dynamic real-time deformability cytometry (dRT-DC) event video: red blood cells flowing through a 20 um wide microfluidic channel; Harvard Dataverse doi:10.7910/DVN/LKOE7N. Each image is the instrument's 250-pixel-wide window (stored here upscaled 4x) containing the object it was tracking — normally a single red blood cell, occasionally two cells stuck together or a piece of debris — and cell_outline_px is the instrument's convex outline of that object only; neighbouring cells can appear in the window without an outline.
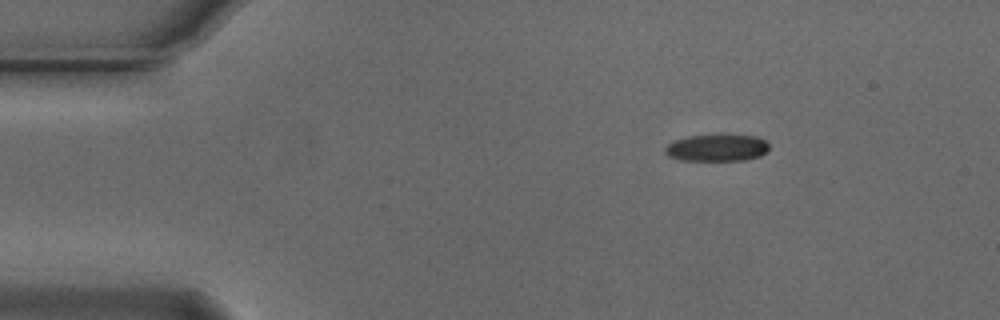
{"species": "Egyptian fruit bat (a non-hibernating species)", "species_latin": "Rousettus aegyptiacus", "temperature_condition": "cold", "stored_images_in_passage": 48, "camera_frame_rate_fps": 3000, "um_per_image_px": 0.085, "animal": {"sex": "male"}, "frame": {"image": 1, "passage_image": 1, "time_ms": 0.0, "image_size_px": [1000, 320], "cell_outline_px": [[768, 152], [760, 156], [744, 160], [680, 160], [668, 156], [664, 152], [664, 148], [672, 140], [688, 136], [720, 132], [756, 136], [764, 140], [768, 144]], "centroid_in_image_um": [60.93, 12.51], "position_along_channel_um": 24.1, "area_um2": 17.11}}
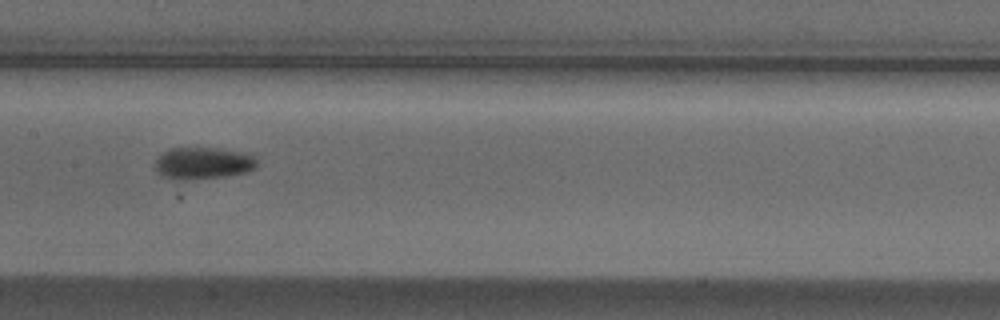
{"frame": {"image": 2, "passage_image": 20, "time_ms": 6.333, "image_size_px": [1000, 320], "cell_outline_px": [[256, 168], [248, 172], [224, 176], [184, 180], [176, 180], [160, 176], [156, 168], [156, 160], [168, 148], [216, 148], [248, 152], [256, 156]], "centroid_in_image_um": [17.3, 13.87], "position_along_channel_um": 190.1, "area_um2": 19.13}}
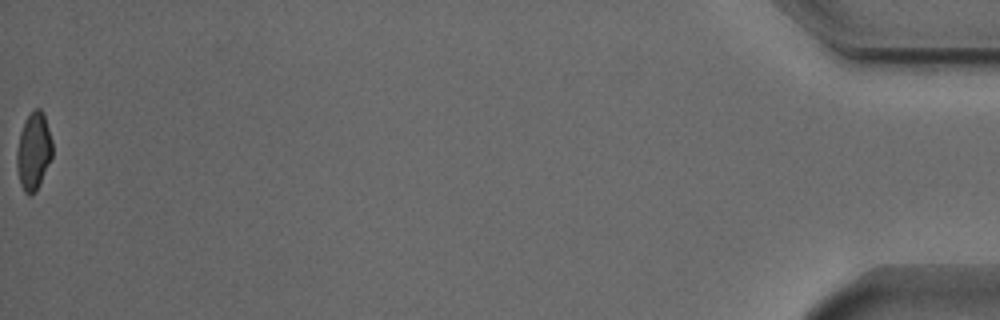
{"frame": {"image": 3, "passage_image": 48, "time_ms": 15.667, "image_size_px": [1000, 320], "cell_outline_px": [[52, 156], [36, 192], [28, 196], [24, 192], [20, 184], [16, 168], [16, 152], [20, 132], [32, 108], [40, 108], [44, 112], [52, 140]], "centroid_in_image_um": [2.85, 12.85], "position_along_channel_um": 432.4, "area_um2": 16.24}, "authors_computed_cell_mechanics": {"area_um2": 17.34, "velocity_mm_per_s": 3.7349, "shape_relaxation_time_tau1_ms": 3.8931, "shape_relaxation_time_tau2_ms": null, "deformation_change_tau1": 0.0984, "deformation_change_tau2": null}}